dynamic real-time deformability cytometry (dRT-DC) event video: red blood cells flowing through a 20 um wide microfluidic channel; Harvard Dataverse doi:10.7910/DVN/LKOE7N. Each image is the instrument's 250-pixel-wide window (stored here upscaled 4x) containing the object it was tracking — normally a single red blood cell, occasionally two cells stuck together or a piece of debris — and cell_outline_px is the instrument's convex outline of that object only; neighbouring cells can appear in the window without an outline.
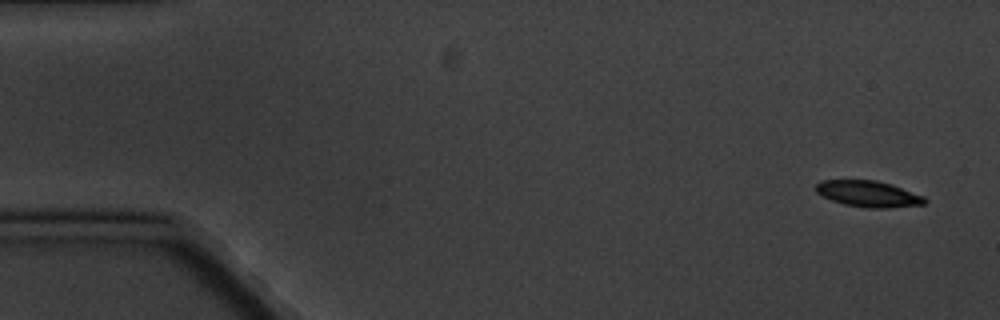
{"species": "common noctule bat (a hibernating species)", "species_latin": "Nyctalus noctula", "temperature_condition": "cold", "stored_images_in_passage": 5, "camera_frame_rate_fps": 3000, "um_per_image_px": 0.085, "animal": {"sex": "male", "body_mass_g": 20.1, "forearm_length_mm": 53.5}, "frame": {"image": 1, "passage_image": 1, "time_ms": 0.0, "image_size_px": [1000, 320], "cell_outline_px": [[928, 200], [924, 204], [888, 208], [868, 208], [844, 204], [832, 200], [816, 192], [816, 184], [820, 180], [876, 180], [892, 184], [924, 196]], "centroid_in_image_um": [73.83, 16.47], "position_along_channel_um": 11.2, "area_um2": 16.59}}
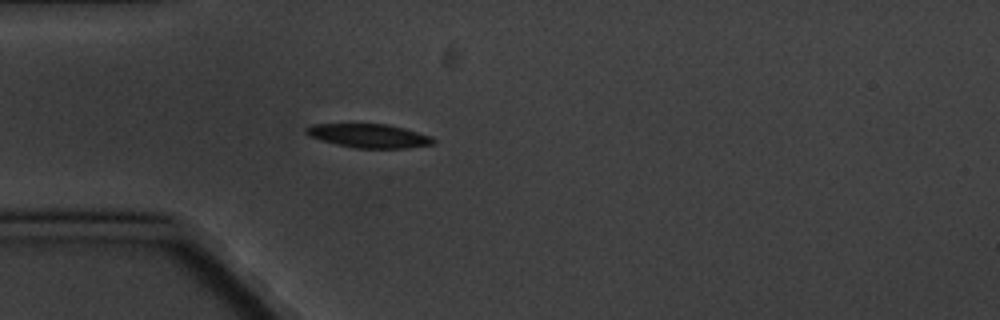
{"frame": {"image": 2, "passage_image": 5, "time_ms": 4.667, "image_size_px": [1000, 320], "cell_outline_px": [[436, 140], [432, 144], [408, 148], [356, 148], [336, 144], [320, 140], [308, 136], [304, 132], [304, 128], [312, 124], [388, 124], [404, 128], [432, 136]], "centroid_in_image_um": [31.33, 11.54], "position_along_channel_um": 53.7, "area_um2": 17.74}}